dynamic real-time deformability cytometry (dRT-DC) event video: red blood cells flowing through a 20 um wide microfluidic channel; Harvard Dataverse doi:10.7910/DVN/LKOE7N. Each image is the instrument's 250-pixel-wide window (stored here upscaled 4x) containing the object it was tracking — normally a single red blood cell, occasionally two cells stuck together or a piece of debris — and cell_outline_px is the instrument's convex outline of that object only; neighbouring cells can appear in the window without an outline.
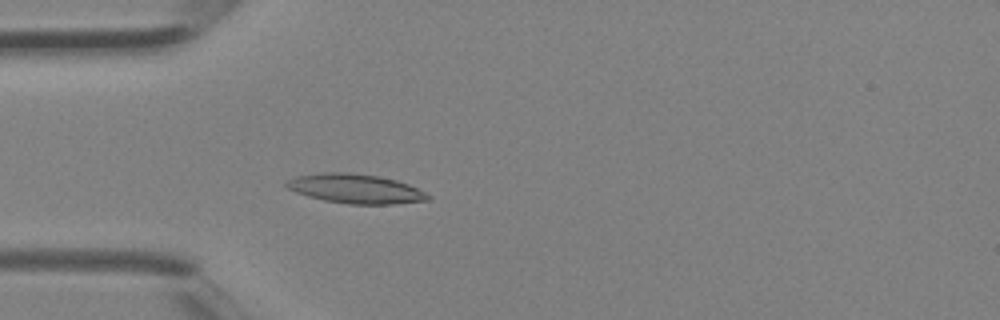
{"species": "Egyptian fruit bat (a non-hibernating species)", "species_latin": "Rousettus aegyptiacus", "temperature_condition": "room temperature", "stored_images_in_passage": 4, "camera_frame_rate_fps": 3000, "um_per_image_px": 0.085, "animal": {"sex": "female"}, "frame": {"image": 1, "passage_image": 4, "time_ms": 1.0, "image_size_px": [1000, 320], "cell_outline_px": [[432, 200], [392, 204], [348, 204], [324, 200], [308, 196], [296, 192], [288, 188], [284, 184], [288, 180], [296, 176], [320, 172], [348, 172], [376, 176], [396, 180], [408, 184], [432, 196]], "centroid_in_image_um": [30.22, 16.04], "position_along_channel_um": 54.8, "area_um2": 24.16}}